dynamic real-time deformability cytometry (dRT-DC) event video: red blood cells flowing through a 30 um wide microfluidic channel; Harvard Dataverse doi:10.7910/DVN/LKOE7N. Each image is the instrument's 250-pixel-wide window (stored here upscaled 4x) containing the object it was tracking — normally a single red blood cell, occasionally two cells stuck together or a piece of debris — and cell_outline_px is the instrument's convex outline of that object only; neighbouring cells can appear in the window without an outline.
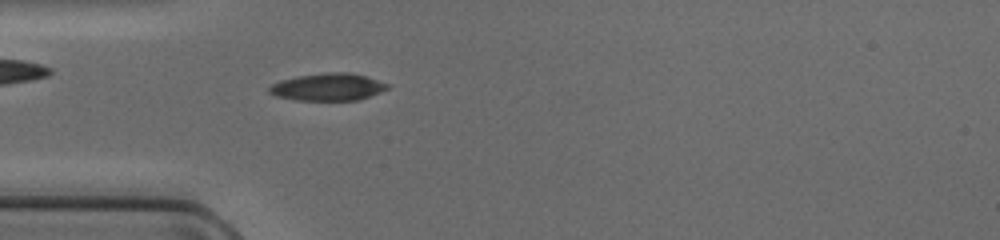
{"species": "common noctule bat (a hibernating species)", "species_latin": "Nyctalus noctula", "temperature_condition": "cold", "stored_images_in_passage": 40, "camera_frame_rate_fps": 3000, "um_per_image_px": 0.085, "animal": {"sex": "female", "body_mass_g": 17.0, "forearm_length_mm": 48.0}, "frame": {"image": 1, "passage_image": 7, "time_ms": 2.0, "image_size_px": [1000, 240], "cell_outline_px": [[388, 88], [380, 92], [356, 100], [296, 100], [276, 96], [268, 92], [268, 88], [272, 84], [280, 80], [296, 76], [324, 72], [348, 72], [364, 76], [388, 84]], "centroid_in_image_um": [27.81, 7.39], "position_along_channel_um": 57.2, "area_um2": 18.67}}
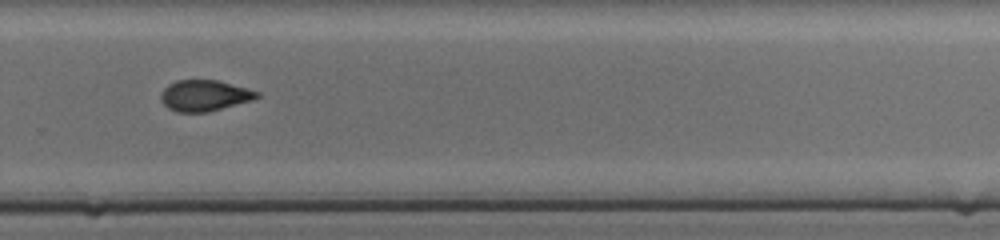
{"frame": {"image": 2, "passage_image": 25, "time_ms": 8.0, "image_size_px": [1000, 240], "cell_outline_px": [[260, 96], [256, 100], [208, 112], [176, 112], [168, 108], [160, 100], [160, 96], [164, 88], [168, 84], [176, 80], [216, 80], [260, 92]], "centroid_in_image_um": [17.39, 8.13], "position_along_channel_um": 312.4, "area_um2": 17.51}}
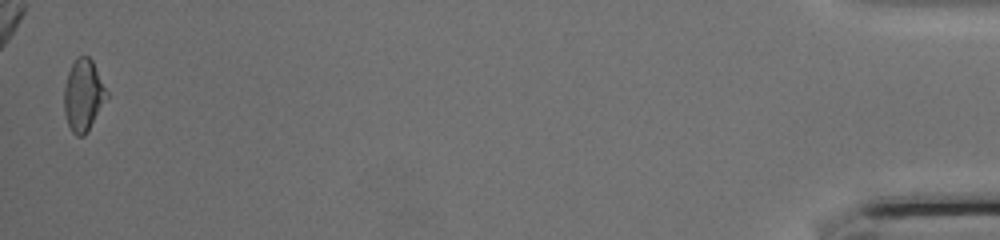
{"frame": {"image": 3, "passage_image": 40, "time_ms": 13.0, "image_size_px": [1000, 240], "cell_outline_px": [[108, 96], [84, 136], [76, 136], [72, 132], [68, 124], [64, 112], [64, 88], [68, 72], [72, 64], [80, 56], [88, 56], [92, 60], [108, 92]], "centroid_in_image_um": [7.07, 8.1], "position_along_channel_um": 428.1, "area_um2": 17.51}}